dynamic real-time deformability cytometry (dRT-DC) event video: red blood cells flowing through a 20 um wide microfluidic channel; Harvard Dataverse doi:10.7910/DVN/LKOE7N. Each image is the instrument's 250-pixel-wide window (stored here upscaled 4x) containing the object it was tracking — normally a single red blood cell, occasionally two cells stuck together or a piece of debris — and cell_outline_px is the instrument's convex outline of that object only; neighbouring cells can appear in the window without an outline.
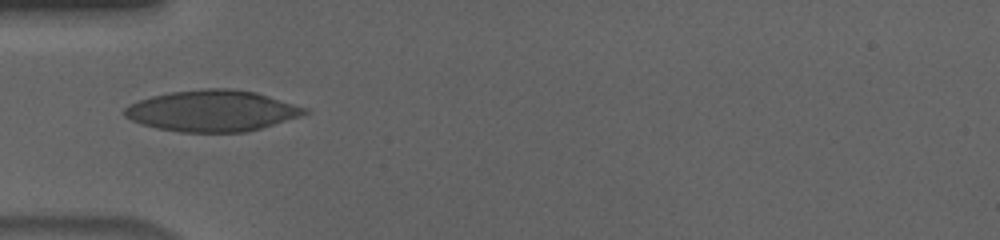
{"species": "human", "species_latin": "Homo sapiens", "temperature_condition": "cold", "stored_images_in_passage": 31, "camera_frame_rate_fps": 3000, "um_per_image_px": 0.085, "donor": {"sex": "male"}, "frame": {"image": 1, "passage_image": 1, "time_ms": 0.0, "image_size_px": [1000, 240], "cell_outline_px": [[308, 112], [300, 116], [260, 128], [244, 132], [180, 132], [156, 128], [140, 124], [124, 116], [124, 108], [128, 104], [152, 96], [172, 92], [204, 88], [228, 88], [256, 92], [308, 108]], "centroid_in_image_um": [18.01, 9.42], "position_along_channel_um": 67.0, "area_um2": 43.06}}
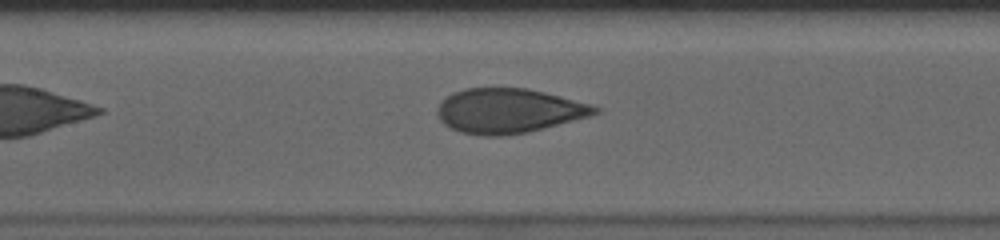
{"frame": {"image": 2, "passage_image": 9, "time_ms": 2.667, "image_size_px": [1000, 240], "cell_outline_px": [[600, 112], [592, 116], [528, 132], [508, 136], [480, 136], [460, 132], [444, 124], [440, 120], [436, 112], [436, 108], [452, 92], [464, 88], [528, 88], [592, 104], [600, 108]], "centroid_in_image_um": [43.25, 9.43], "position_along_channel_um": 164.2, "area_um2": 41.27}}
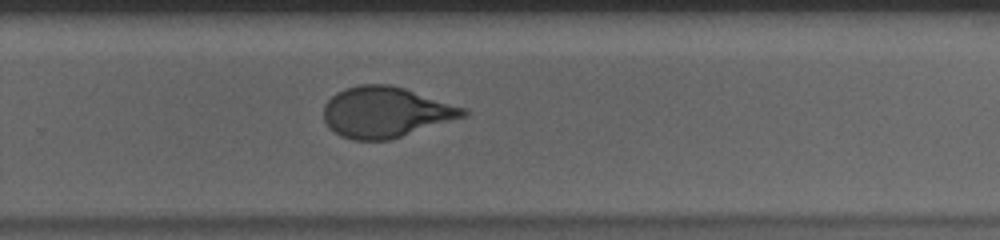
{"frame": {"image": 3, "passage_image": 20, "time_ms": 6.333, "image_size_px": [1000, 240], "cell_outline_px": [[468, 112], [464, 116], [392, 140], [352, 140], [340, 136], [328, 128], [324, 120], [324, 104], [336, 92], [360, 84], [388, 84], [404, 88], [468, 108]], "centroid_in_image_um": [32.77, 9.54], "position_along_channel_um": 297.0, "area_um2": 41.33}, "authors_computed_cell_mechanics": {"area_um2": 41.7316, "velocity_mm_per_s": 3.6463, "shape_relaxation_time_tau1_ms": 5.5633, "shape_relaxation_time_tau2_ms": 0.7704, "deformation_change_tau1": 0.1911, "deformation_change_tau2": 0.0557}}